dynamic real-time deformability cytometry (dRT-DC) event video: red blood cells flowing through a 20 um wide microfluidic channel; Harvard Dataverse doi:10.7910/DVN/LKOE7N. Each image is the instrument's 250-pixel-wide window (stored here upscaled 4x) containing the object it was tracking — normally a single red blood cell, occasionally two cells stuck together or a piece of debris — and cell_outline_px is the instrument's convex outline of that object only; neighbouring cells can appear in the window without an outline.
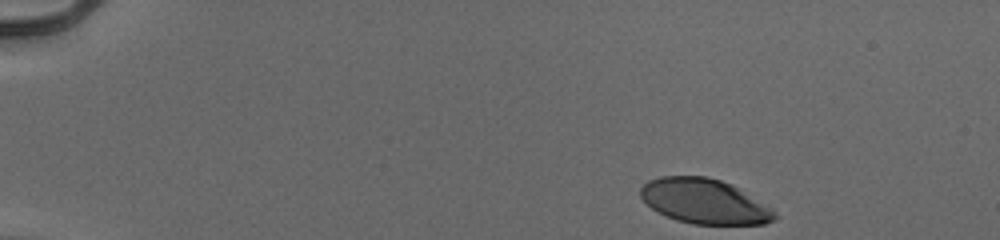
{"species": "human", "species_latin": "Homo sapiens", "temperature_condition": "cold", "stored_images_in_passage": 39, "camera_frame_rate_fps": 3000, "um_per_image_px": 0.085, "donor": {"sex": "male"}, "frame": {"image": 1, "passage_image": 1, "time_ms": 0.0, "image_size_px": [1000, 240], "cell_outline_px": [[780, 216], [764, 224], [692, 224], [676, 220], [656, 212], [640, 196], [640, 188], [648, 180], [660, 176], [708, 176], [732, 184], [772, 208]], "centroid_in_image_um": [59.87, 17.11], "position_along_channel_um": 25.1, "area_um2": 35.2}}
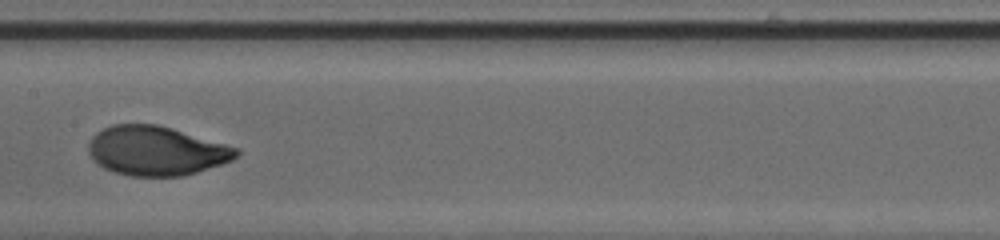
{"frame": {"image": 2, "passage_image": 23, "time_ms": 7.333, "image_size_px": [1000, 240], "cell_outline_px": [[240, 152], [232, 160], [184, 176], [132, 176], [112, 172], [104, 168], [92, 160], [88, 152], [88, 144], [92, 136], [96, 132], [112, 124], [156, 124], [172, 128], [240, 148]], "centroid_in_image_um": [13.25, 12.82], "position_along_channel_um": 194.1, "area_um2": 42.6}}
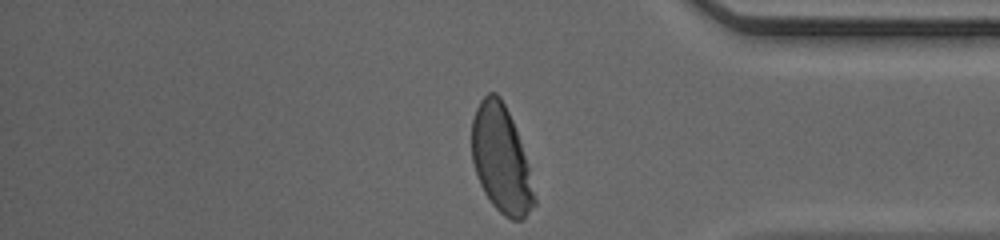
{"frame": {"image": 3, "passage_image": 39, "time_ms": 12.667, "image_size_px": [1000, 240], "cell_outline_px": [[536, 204], [524, 220], [512, 220], [504, 216], [492, 204], [484, 192], [480, 184], [472, 160], [472, 120], [476, 108], [480, 100], [488, 92], [496, 92], [500, 96], [512, 120], [528, 168], [536, 200]], "centroid_in_image_um": [42.58, 13.56], "position_along_channel_um": 392.6, "area_um2": 38.55}, "authors_computed_cell_mechanics": {"area_um2": 41.6738, "velocity_mm_per_s": 3.9396, "shape_relaxation_time_tau1_ms": 2.931, "shape_relaxation_time_tau2_ms": null, "deformation_change_tau1": 0.1859, "deformation_change_tau2": null}}